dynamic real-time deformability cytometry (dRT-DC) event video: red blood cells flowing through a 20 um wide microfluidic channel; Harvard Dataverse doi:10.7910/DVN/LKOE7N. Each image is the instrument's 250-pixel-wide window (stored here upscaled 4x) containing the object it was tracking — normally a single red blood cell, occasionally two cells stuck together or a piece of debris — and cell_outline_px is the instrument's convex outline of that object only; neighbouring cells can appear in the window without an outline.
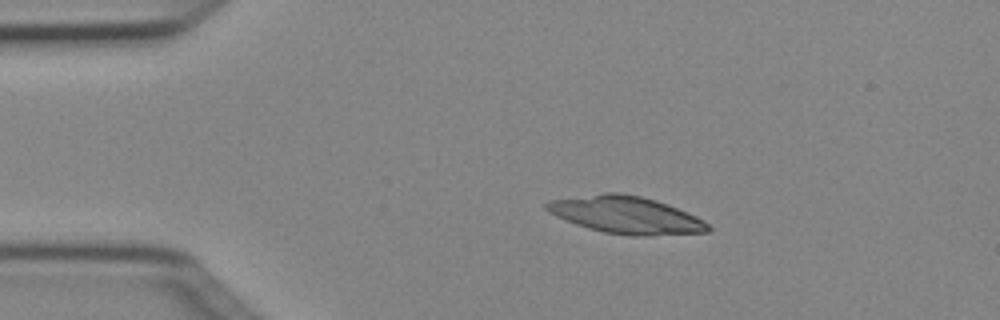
{"species": "Egyptian fruit bat (a non-hibernating species)", "species_latin": "Rousettus aegyptiacus", "temperature_condition": "cold", "stored_images_in_passage": 2, "camera_frame_rate_fps": 3000, "um_per_image_px": 0.085, "animal": {"sex": "female"}, "frame": {"image": 1, "passage_image": 1, "time_ms": 0.0, "image_size_px": [1000, 320], "cell_outline_px": [[712, 228], [708, 232], [648, 236], [632, 236], [604, 232], [588, 228], [576, 224], [556, 216], [548, 212], [544, 208], [544, 204], [548, 200], [604, 192], [620, 192], [640, 196], [656, 200], [688, 212], [704, 220]], "centroid_in_image_um": [53.2, 18.26], "position_along_channel_um": 31.8, "area_um2": 35.32}}